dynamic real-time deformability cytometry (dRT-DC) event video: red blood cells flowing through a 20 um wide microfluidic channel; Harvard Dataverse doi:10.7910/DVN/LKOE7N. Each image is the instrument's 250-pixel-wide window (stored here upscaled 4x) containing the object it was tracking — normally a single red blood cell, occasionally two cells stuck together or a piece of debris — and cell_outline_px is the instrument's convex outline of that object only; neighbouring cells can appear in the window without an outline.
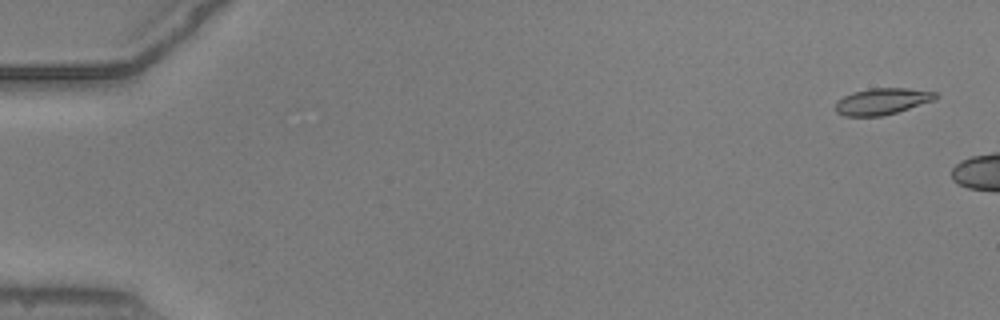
{"species": "common noctule bat (a hibernating species)", "species_latin": "Nyctalus noctula", "temperature_condition": "warm", "stored_images_in_passage": 8, "camera_frame_rate_fps": 3000, "um_per_image_px": 0.085, "animal": {"sex": "male", "body_mass_g": 20.5, "forearm_length_mm": 52.5}, "frame": {"image": 1, "passage_image": 3, "time_ms": 0.667, "image_size_px": [1000, 320], "cell_outline_px": [[940, 96], [936, 100], [896, 112], [880, 116], [844, 116], [836, 112], [836, 100], [852, 92], [868, 88], [908, 88], [936, 92]], "centroid_in_image_um": [74.99, 8.6], "position_along_channel_um": 10.0, "area_um2": 15.55}}